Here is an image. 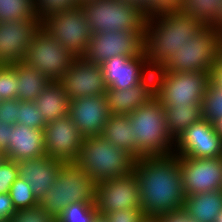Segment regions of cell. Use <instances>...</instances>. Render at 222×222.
Here are the masks:
<instances>
[{
  "label": "cell",
  "mask_w": 222,
  "mask_h": 222,
  "mask_svg": "<svg viewBox=\"0 0 222 222\" xmlns=\"http://www.w3.org/2000/svg\"><path fill=\"white\" fill-rule=\"evenodd\" d=\"M99 214L95 204L71 203L64 208L56 222H92Z\"/></svg>",
  "instance_id": "cell-31"
},
{
  "label": "cell",
  "mask_w": 222,
  "mask_h": 222,
  "mask_svg": "<svg viewBox=\"0 0 222 222\" xmlns=\"http://www.w3.org/2000/svg\"><path fill=\"white\" fill-rule=\"evenodd\" d=\"M45 156L44 129L30 128L22 124L11 125L5 158L18 162Z\"/></svg>",
  "instance_id": "cell-22"
},
{
  "label": "cell",
  "mask_w": 222,
  "mask_h": 222,
  "mask_svg": "<svg viewBox=\"0 0 222 222\" xmlns=\"http://www.w3.org/2000/svg\"><path fill=\"white\" fill-rule=\"evenodd\" d=\"M204 26L200 20L179 11L147 17L143 52L148 68L151 71L162 68Z\"/></svg>",
  "instance_id": "cell-2"
},
{
  "label": "cell",
  "mask_w": 222,
  "mask_h": 222,
  "mask_svg": "<svg viewBox=\"0 0 222 222\" xmlns=\"http://www.w3.org/2000/svg\"><path fill=\"white\" fill-rule=\"evenodd\" d=\"M215 222H222V211L218 214Z\"/></svg>",
  "instance_id": "cell-50"
},
{
  "label": "cell",
  "mask_w": 222,
  "mask_h": 222,
  "mask_svg": "<svg viewBox=\"0 0 222 222\" xmlns=\"http://www.w3.org/2000/svg\"><path fill=\"white\" fill-rule=\"evenodd\" d=\"M4 155L0 154V162L4 159Z\"/></svg>",
  "instance_id": "cell-52"
},
{
  "label": "cell",
  "mask_w": 222,
  "mask_h": 222,
  "mask_svg": "<svg viewBox=\"0 0 222 222\" xmlns=\"http://www.w3.org/2000/svg\"><path fill=\"white\" fill-rule=\"evenodd\" d=\"M17 178V162L4 158L0 162V194L9 193L11 185Z\"/></svg>",
  "instance_id": "cell-36"
},
{
  "label": "cell",
  "mask_w": 222,
  "mask_h": 222,
  "mask_svg": "<svg viewBox=\"0 0 222 222\" xmlns=\"http://www.w3.org/2000/svg\"><path fill=\"white\" fill-rule=\"evenodd\" d=\"M106 222H141L145 217L141 209H124L111 213H104Z\"/></svg>",
  "instance_id": "cell-39"
},
{
  "label": "cell",
  "mask_w": 222,
  "mask_h": 222,
  "mask_svg": "<svg viewBox=\"0 0 222 222\" xmlns=\"http://www.w3.org/2000/svg\"><path fill=\"white\" fill-rule=\"evenodd\" d=\"M92 33L144 31L143 12L120 0H88L80 3Z\"/></svg>",
  "instance_id": "cell-7"
},
{
  "label": "cell",
  "mask_w": 222,
  "mask_h": 222,
  "mask_svg": "<svg viewBox=\"0 0 222 222\" xmlns=\"http://www.w3.org/2000/svg\"><path fill=\"white\" fill-rule=\"evenodd\" d=\"M216 133L222 138V118L218 119L214 123Z\"/></svg>",
  "instance_id": "cell-47"
},
{
  "label": "cell",
  "mask_w": 222,
  "mask_h": 222,
  "mask_svg": "<svg viewBox=\"0 0 222 222\" xmlns=\"http://www.w3.org/2000/svg\"><path fill=\"white\" fill-rule=\"evenodd\" d=\"M33 102L47 123L68 116L70 101L59 81H51Z\"/></svg>",
  "instance_id": "cell-23"
},
{
  "label": "cell",
  "mask_w": 222,
  "mask_h": 222,
  "mask_svg": "<svg viewBox=\"0 0 222 222\" xmlns=\"http://www.w3.org/2000/svg\"><path fill=\"white\" fill-rule=\"evenodd\" d=\"M110 115H128L155 97L154 72L127 89L107 88L105 93Z\"/></svg>",
  "instance_id": "cell-20"
},
{
  "label": "cell",
  "mask_w": 222,
  "mask_h": 222,
  "mask_svg": "<svg viewBox=\"0 0 222 222\" xmlns=\"http://www.w3.org/2000/svg\"><path fill=\"white\" fill-rule=\"evenodd\" d=\"M222 118V92L210 80L202 102V119L214 123Z\"/></svg>",
  "instance_id": "cell-32"
},
{
  "label": "cell",
  "mask_w": 222,
  "mask_h": 222,
  "mask_svg": "<svg viewBox=\"0 0 222 222\" xmlns=\"http://www.w3.org/2000/svg\"><path fill=\"white\" fill-rule=\"evenodd\" d=\"M220 55L222 56V37H221V40H220Z\"/></svg>",
  "instance_id": "cell-51"
},
{
  "label": "cell",
  "mask_w": 222,
  "mask_h": 222,
  "mask_svg": "<svg viewBox=\"0 0 222 222\" xmlns=\"http://www.w3.org/2000/svg\"><path fill=\"white\" fill-rule=\"evenodd\" d=\"M41 28L76 58L85 56L93 34L80 5L49 15Z\"/></svg>",
  "instance_id": "cell-9"
},
{
  "label": "cell",
  "mask_w": 222,
  "mask_h": 222,
  "mask_svg": "<svg viewBox=\"0 0 222 222\" xmlns=\"http://www.w3.org/2000/svg\"><path fill=\"white\" fill-rule=\"evenodd\" d=\"M19 108L20 100L17 98L0 101V120L9 125L16 124Z\"/></svg>",
  "instance_id": "cell-40"
},
{
  "label": "cell",
  "mask_w": 222,
  "mask_h": 222,
  "mask_svg": "<svg viewBox=\"0 0 222 222\" xmlns=\"http://www.w3.org/2000/svg\"><path fill=\"white\" fill-rule=\"evenodd\" d=\"M182 0H148L147 9L143 15L147 18L159 13L179 11Z\"/></svg>",
  "instance_id": "cell-38"
},
{
  "label": "cell",
  "mask_w": 222,
  "mask_h": 222,
  "mask_svg": "<svg viewBox=\"0 0 222 222\" xmlns=\"http://www.w3.org/2000/svg\"><path fill=\"white\" fill-rule=\"evenodd\" d=\"M80 5L79 0H34L37 17L42 21L51 14Z\"/></svg>",
  "instance_id": "cell-35"
},
{
  "label": "cell",
  "mask_w": 222,
  "mask_h": 222,
  "mask_svg": "<svg viewBox=\"0 0 222 222\" xmlns=\"http://www.w3.org/2000/svg\"><path fill=\"white\" fill-rule=\"evenodd\" d=\"M209 80L222 92V56L219 55L217 62L212 66Z\"/></svg>",
  "instance_id": "cell-43"
},
{
  "label": "cell",
  "mask_w": 222,
  "mask_h": 222,
  "mask_svg": "<svg viewBox=\"0 0 222 222\" xmlns=\"http://www.w3.org/2000/svg\"><path fill=\"white\" fill-rule=\"evenodd\" d=\"M123 3L131 4L139 8L142 12L147 9L148 0H120Z\"/></svg>",
  "instance_id": "cell-45"
},
{
  "label": "cell",
  "mask_w": 222,
  "mask_h": 222,
  "mask_svg": "<svg viewBox=\"0 0 222 222\" xmlns=\"http://www.w3.org/2000/svg\"><path fill=\"white\" fill-rule=\"evenodd\" d=\"M128 117L136 139V160L174 154L175 141L168 133L165 111L156 97Z\"/></svg>",
  "instance_id": "cell-3"
},
{
  "label": "cell",
  "mask_w": 222,
  "mask_h": 222,
  "mask_svg": "<svg viewBox=\"0 0 222 222\" xmlns=\"http://www.w3.org/2000/svg\"><path fill=\"white\" fill-rule=\"evenodd\" d=\"M18 80L12 65L0 64V101L17 98Z\"/></svg>",
  "instance_id": "cell-34"
},
{
  "label": "cell",
  "mask_w": 222,
  "mask_h": 222,
  "mask_svg": "<svg viewBox=\"0 0 222 222\" xmlns=\"http://www.w3.org/2000/svg\"><path fill=\"white\" fill-rule=\"evenodd\" d=\"M15 212L10 194H0V222L9 221Z\"/></svg>",
  "instance_id": "cell-41"
},
{
  "label": "cell",
  "mask_w": 222,
  "mask_h": 222,
  "mask_svg": "<svg viewBox=\"0 0 222 222\" xmlns=\"http://www.w3.org/2000/svg\"><path fill=\"white\" fill-rule=\"evenodd\" d=\"M101 136L136 159V139L128 115H110Z\"/></svg>",
  "instance_id": "cell-25"
},
{
  "label": "cell",
  "mask_w": 222,
  "mask_h": 222,
  "mask_svg": "<svg viewBox=\"0 0 222 222\" xmlns=\"http://www.w3.org/2000/svg\"><path fill=\"white\" fill-rule=\"evenodd\" d=\"M185 196L222 190V157L189 158L178 156Z\"/></svg>",
  "instance_id": "cell-13"
},
{
  "label": "cell",
  "mask_w": 222,
  "mask_h": 222,
  "mask_svg": "<svg viewBox=\"0 0 222 222\" xmlns=\"http://www.w3.org/2000/svg\"><path fill=\"white\" fill-rule=\"evenodd\" d=\"M16 116V124L26 125L30 128L44 129L47 122L38 106L32 101H20V108Z\"/></svg>",
  "instance_id": "cell-33"
},
{
  "label": "cell",
  "mask_w": 222,
  "mask_h": 222,
  "mask_svg": "<svg viewBox=\"0 0 222 222\" xmlns=\"http://www.w3.org/2000/svg\"><path fill=\"white\" fill-rule=\"evenodd\" d=\"M59 82L63 85L69 101L105 95L107 91L101 66L87 61L84 57L75 58Z\"/></svg>",
  "instance_id": "cell-14"
},
{
  "label": "cell",
  "mask_w": 222,
  "mask_h": 222,
  "mask_svg": "<svg viewBox=\"0 0 222 222\" xmlns=\"http://www.w3.org/2000/svg\"><path fill=\"white\" fill-rule=\"evenodd\" d=\"M158 217L161 222H198L193 220L184 208L170 211Z\"/></svg>",
  "instance_id": "cell-42"
},
{
  "label": "cell",
  "mask_w": 222,
  "mask_h": 222,
  "mask_svg": "<svg viewBox=\"0 0 222 222\" xmlns=\"http://www.w3.org/2000/svg\"><path fill=\"white\" fill-rule=\"evenodd\" d=\"M136 159L101 135L84 137L78 159L74 162L96 183L133 173Z\"/></svg>",
  "instance_id": "cell-4"
},
{
  "label": "cell",
  "mask_w": 222,
  "mask_h": 222,
  "mask_svg": "<svg viewBox=\"0 0 222 222\" xmlns=\"http://www.w3.org/2000/svg\"><path fill=\"white\" fill-rule=\"evenodd\" d=\"M38 18L34 0H0V22Z\"/></svg>",
  "instance_id": "cell-29"
},
{
  "label": "cell",
  "mask_w": 222,
  "mask_h": 222,
  "mask_svg": "<svg viewBox=\"0 0 222 222\" xmlns=\"http://www.w3.org/2000/svg\"><path fill=\"white\" fill-rule=\"evenodd\" d=\"M213 27L222 34V3L217 5V22Z\"/></svg>",
  "instance_id": "cell-46"
},
{
  "label": "cell",
  "mask_w": 222,
  "mask_h": 222,
  "mask_svg": "<svg viewBox=\"0 0 222 222\" xmlns=\"http://www.w3.org/2000/svg\"><path fill=\"white\" fill-rule=\"evenodd\" d=\"M153 72L155 97L162 106L202 104L210 72H166L164 69Z\"/></svg>",
  "instance_id": "cell-6"
},
{
  "label": "cell",
  "mask_w": 222,
  "mask_h": 222,
  "mask_svg": "<svg viewBox=\"0 0 222 222\" xmlns=\"http://www.w3.org/2000/svg\"><path fill=\"white\" fill-rule=\"evenodd\" d=\"M141 222H161V220L156 216H145Z\"/></svg>",
  "instance_id": "cell-48"
},
{
  "label": "cell",
  "mask_w": 222,
  "mask_h": 222,
  "mask_svg": "<svg viewBox=\"0 0 222 222\" xmlns=\"http://www.w3.org/2000/svg\"><path fill=\"white\" fill-rule=\"evenodd\" d=\"M11 136V125L0 120V154L5 155L8 151V146Z\"/></svg>",
  "instance_id": "cell-44"
},
{
  "label": "cell",
  "mask_w": 222,
  "mask_h": 222,
  "mask_svg": "<svg viewBox=\"0 0 222 222\" xmlns=\"http://www.w3.org/2000/svg\"><path fill=\"white\" fill-rule=\"evenodd\" d=\"M84 136L69 116L48 122L44 128L45 155L75 162L81 151Z\"/></svg>",
  "instance_id": "cell-15"
},
{
  "label": "cell",
  "mask_w": 222,
  "mask_h": 222,
  "mask_svg": "<svg viewBox=\"0 0 222 222\" xmlns=\"http://www.w3.org/2000/svg\"><path fill=\"white\" fill-rule=\"evenodd\" d=\"M222 0H182L179 12L200 20L204 25L214 26L217 22V5Z\"/></svg>",
  "instance_id": "cell-28"
},
{
  "label": "cell",
  "mask_w": 222,
  "mask_h": 222,
  "mask_svg": "<svg viewBox=\"0 0 222 222\" xmlns=\"http://www.w3.org/2000/svg\"><path fill=\"white\" fill-rule=\"evenodd\" d=\"M143 48L144 31L93 33L84 58L101 65L115 56H140Z\"/></svg>",
  "instance_id": "cell-11"
},
{
  "label": "cell",
  "mask_w": 222,
  "mask_h": 222,
  "mask_svg": "<svg viewBox=\"0 0 222 222\" xmlns=\"http://www.w3.org/2000/svg\"><path fill=\"white\" fill-rule=\"evenodd\" d=\"M42 207L17 210L10 218L9 222H54Z\"/></svg>",
  "instance_id": "cell-37"
},
{
  "label": "cell",
  "mask_w": 222,
  "mask_h": 222,
  "mask_svg": "<svg viewBox=\"0 0 222 222\" xmlns=\"http://www.w3.org/2000/svg\"><path fill=\"white\" fill-rule=\"evenodd\" d=\"M107 88L127 89L141 82L151 70L144 52L140 56H115L101 65Z\"/></svg>",
  "instance_id": "cell-19"
},
{
  "label": "cell",
  "mask_w": 222,
  "mask_h": 222,
  "mask_svg": "<svg viewBox=\"0 0 222 222\" xmlns=\"http://www.w3.org/2000/svg\"><path fill=\"white\" fill-rule=\"evenodd\" d=\"M95 205L100 215L117 210L141 209L139 183L135 174L97 183Z\"/></svg>",
  "instance_id": "cell-12"
},
{
  "label": "cell",
  "mask_w": 222,
  "mask_h": 222,
  "mask_svg": "<svg viewBox=\"0 0 222 222\" xmlns=\"http://www.w3.org/2000/svg\"><path fill=\"white\" fill-rule=\"evenodd\" d=\"M133 173L139 183L141 210L145 216L158 217L183 208L186 196L177 155L137 159Z\"/></svg>",
  "instance_id": "cell-1"
},
{
  "label": "cell",
  "mask_w": 222,
  "mask_h": 222,
  "mask_svg": "<svg viewBox=\"0 0 222 222\" xmlns=\"http://www.w3.org/2000/svg\"><path fill=\"white\" fill-rule=\"evenodd\" d=\"M183 208L198 222H215L222 211V190L201 192L185 198Z\"/></svg>",
  "instance_id": "cell-24"
},
{
  "label": "cell",
  "mask_w": 222,
  "mask_h": 222,
  "mask_svg": "<svg viewBox=\"0 0 222 222\" xmlns=\"http://www.w3.org/2000/svg\"><path fill=\"white\" fill-rule=\"evenodd\" d=\"M68 116L84 137L100 136L110 117L106 96H87L70 101Z\"/></svg>",
  "instance_id": "cell-18"
},
{
  "label": "cell",
  "mask_w": 222,
  "mask_h": 222,
  "mask_svg": "<svg viewBox=\"0 0 222 222\" xmlns=\"http://www.w3.org/2000/svg\"><path fill=\"white\" fill-rule=\"evenodd\" d=\"M167 130L174 141L192 124L202 119V104L191 106H163Z\"/></svg>",
  "instance_id": "cell-27"
},
{
  "label": "cell",
  "mask_w": 222,
  "mask_h": 222,
  "mask_svg": "<svg viewBox=\"0 0 222 222\" xmlns=\"http://www.w3.org/2000/svg\"><path fill=\"white\" fill-rule=\"evenodd\" d=\"M174 154L189 158L222 157V138L216 133L212 122L201 119L175 141Z\"/></svg>",
  "instance_id": "cell-16"
},
{
  "label": "cell",
  "mask_w": 222,
  "mask_h": 222,
  "mask_svg": "<svg viewBox=\"0 0 222 222\" xmlns=\"http://www.w3.org/2000/svg\"><path fill=\"white\" fill-rule=\"evenodd\" d=\"M97 183L74 162L65 163L52 187L38 200L54 220L71 203L95 204Z\"/></svg>",
  "instance_id": "cell-5"
},
{
  "label": "cell",
  "mask_w": 222,
  "mask_h": 222,
  "mask_svg": "<svg viewBox=\"0 0 222 222\" xmlns=\"http://www.w3.org/2000/svg\"><path fill=\"white\" fill-rule=\"evenodd\" d=\"M75 58L66 47L40 27L33 35L23 62L47 76L51 81H59Z\"/></svg>",
  "instance_id": "cell-10"
},
{
  "label": "cell",
  "mask_w": 222,
  "mask_h": 222,
  "mask_svg": "<svg viewBox=\"0 0 222 222\" xmlns=\"http://www.w3.org/2000/svg\"><path fill=\"white\" fill-rule=\"evenodd\" d=\"M9 194L16 211L38 206V199L29 183L20 177L11 185Z\"/></svg>",
  "instance_id": "cell-30"
},
{
  "label": "cell",
  "mask_w": 222,
  "mask_h": 222,
  "mask_svg": "<svg viewBox=\"0 0 222 222\" xmlns=\"http://www.w3.org/2000/svg\"><path fill=\"white\" fill-rule=\"evenodd\" d=\"M221 37L213 26L205 25L160 69L166 72H210L220 55Z\"/></svg>",
  "instance_id": "cell-8"
},
{
  "label": "cell",
  "mask_w": 222,
  "mask_h": 222,
  "mask_svg": "<svg viewBox=\"0 0 222 222\" xmlns=\"http://www.w3.org/2000/svg\"><path fill=\"white\" fill-rule=\"evenodd\" d=\"M40 27L39 18L0 22V64L23 62L33 35Z\"/></svg>",
  "instance_id": "cell-17"
},
{
  "label": "cell",
  "mask_w": 222,
  "mask_h": 222,
  "mask_svg": "<svg viewBox=\"0 0 222 222\" xmlns=\"http://www.w3.org/2000/svg\"><path fill=\"white\" fill-rule=\"evenodd\" d=\"M66 162L48 156L17 162L18 177L29 183L39 200L55 183Z\"/></svg>",
  "instance_id": "cell-21"
},
{
  "label": "cell",
  "mask_w": 222,
  "mask_h": 222,
  "mask_svg": "<svg viewBox=\"0 0 222 222\" xmlns=\"http://www.w3.org/2000/svg\"><path fill=\"white\" fill-rule=\"evenodd\" d=\"M11 65L16 69L19 78L17 99L20 101H34L51 82L47 76L31 66H27L24 62Z\"/></svg>",
  "instance_id": "cell-26"
},
{
  "label": "cell",
  "mask_w": 222,
  "mask_h": 222,
  "mask_svg": "<svg viewBox=\"0 0 222 222\" xmlns=\"http://www.w3.org/2000/svg\"><path fill=\"white\" fill-rule=\"evenodd\" d=\"M92 222H106L103 215L98 214Z\"/></svg>",
  "instance_id": "cell-49"
}]
</instances>
